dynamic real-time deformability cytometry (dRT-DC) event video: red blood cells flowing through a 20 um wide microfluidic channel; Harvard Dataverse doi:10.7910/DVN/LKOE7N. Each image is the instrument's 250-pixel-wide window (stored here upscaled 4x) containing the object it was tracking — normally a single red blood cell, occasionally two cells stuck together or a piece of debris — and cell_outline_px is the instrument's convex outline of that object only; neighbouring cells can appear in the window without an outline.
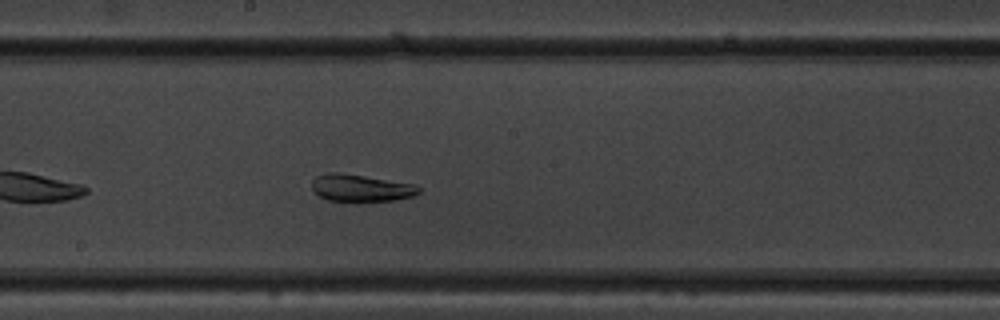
{"species": "common noctule bat (a hibernating species)", "species_latin": "Nyctalus noctula", "temperature_condition": "warm", "stored_images_in_passage": 38, "camera_frame_rate_fps": 3000, "um_per_image_px": 0.085, "animal": {"sex": "male", "body_mass_g": 19.5, "forearm_length_mm": 54.6}, "frame": {"image": 1, "passage_image": 14, "time_ms": 4.333, "image_size_px": [1000, 320], "cell_outline_px": [[420, 192], [412, 196], [396, 200], [356, 204], [352, 204], [328, 200], [320, 196], [312, 188], [312, 180], [316, 176], [328, 172], [336, 172], [364, 176], [416, 184], [420, 188]], "centroid_in_image_um": [30.67, 16.03], "position_along_channel_um": 217.5, "area_um2": 17.57}}
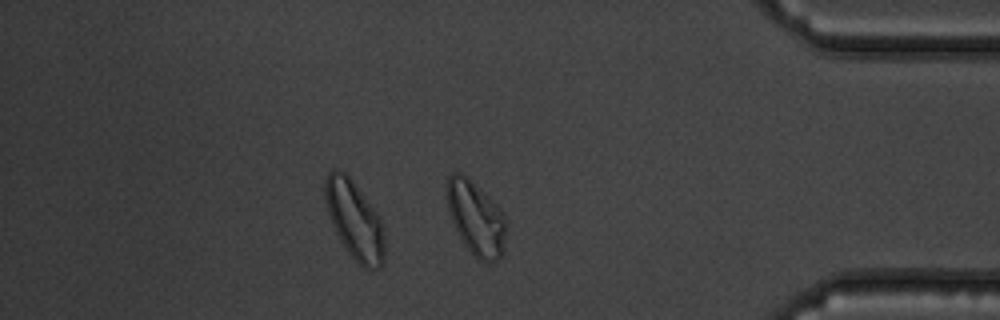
{"frame": {"image": 2, "passage_image": 30, "time_ms": 9.667, "image_size_px": [1000, 320], "cell_outline_px": [[508, 224], [500, 256], [496, 260], [488, 264], [480, 260], [464, 244], [452, 220], [448, 208], [444, 188], [444, 184], [448, 176], [452, 172], [460, 172], [488, 196], [504, 212], [508, 220]], "centroid_in_image_um": [40.45, 18.5], "position_along_channel_um": 394.8, "area_um2": 25.55}}
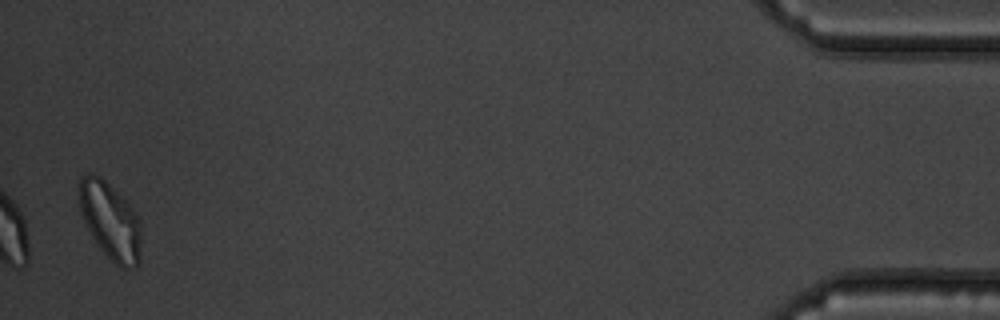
{"frame": {"image": 3, "passage_image": 37, "time_ms": 12.0, "image_size_px": [1000, 320], "cell_outline_px": [[140, 264], [136, 268], [120, 268], [96, 244], [80, 212], [80, 176], [84, 172], [92, 172], [100, 176], [132, 208], [140, 220]], "centroid_in_image_um": [9.38, 18.79], "position_along_channel_um": 425.8, "area_um2": 27.63}, "authors_computed_cell_mechanics": {"area_um2": 19.1896, "velocity_mm_per_s": 3.7905, "shape_relaxation_time_tau1_ms": null, "shape_relaxation_time_tau2_ms": 4.1643, "deformation_change_tau1": null, "deformation_change_tau2": 0.085}}